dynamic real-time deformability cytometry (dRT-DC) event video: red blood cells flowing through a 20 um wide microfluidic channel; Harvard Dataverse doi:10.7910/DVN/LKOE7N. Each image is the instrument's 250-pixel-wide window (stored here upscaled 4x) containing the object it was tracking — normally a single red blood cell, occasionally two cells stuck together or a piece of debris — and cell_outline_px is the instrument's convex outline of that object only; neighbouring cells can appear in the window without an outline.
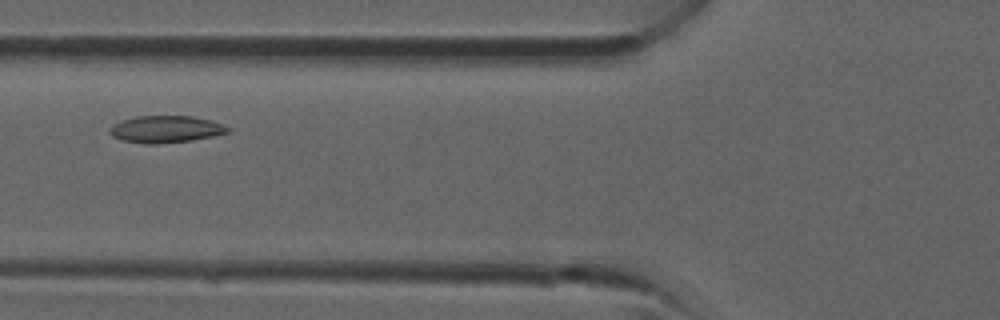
{"species": "common noctule bat (a hibernating species)", "species_latin": "Nyctalus noctula", "temperature_condition": "room temperature", "stored_images_in_passage": 33, "camera_frame_rate_fps": 3000, "um_per_image_px": 0.085, "animal": {"sex": "male", "forearm_length_mm": 52.5}, "frame": {"image": 1, "passage_image": 9, "time_ms": 2.667, "image_size_px": [1000, 320], "cell_outline_px": [[228, 132], [212, 136], [192, 140], [156, 144], [148, 144], [120, 140], [112, 136], [108, 132], [108, 128], [124, 120], [136, 116], [192, 116], [212, 120], [228, 128]], "centroid_in_image_um": [14.05, 10.98], "position_along_channel_um": 111.8, "area_um2": 18.38}}
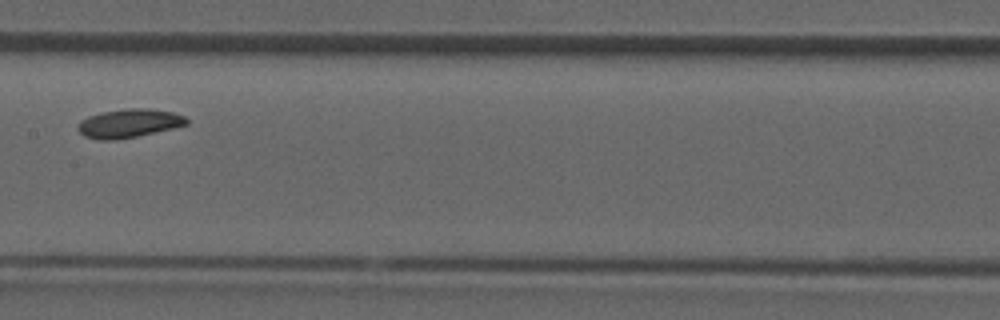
{"frame": {"image": 2, "passage_image": 14, "time_ms": 4.333, "image_size_px": [1000, 320], "cell_outline_px": [[188, 124], [172, 128], [136, 136], [116, 140], [100, 140], [84, 136], [76, 128], [80, 120], [88, 116], [100, 112], [124, 108], [148, 108], [172, 112], [184, 116], [188, 120]], "centroid_in_image_um": [10.92, 10.47], "position_along_channel_um": 196.5, "area_um2": 18.15}}
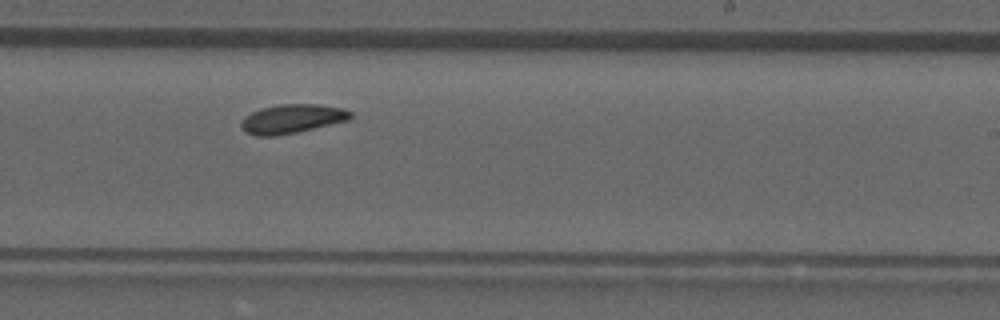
{"frame": {"image": 3, "passage_image": 18, "time_ms": 5.667, "image_size_px": [1000, 320], "cell_outline_px": [[352, 116], [348, 120], [296, 132], [276, 136], [256, 136], [244, 132], [240, 124], [252, 112], [260, 108], [280, 104], [316, 104], [344, 108], [352, 112]], "centroid_in_image_um": [24.83, 10.09], "position_along_channel_um": 264.2, "area_um2": 18.32}}